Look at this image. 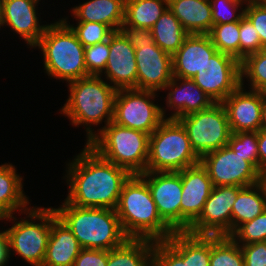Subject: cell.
<instances>
[{"mask_svg":"<svg viewBox=\"0 0 266 266\" xmlns=\"http://www.w3.org/2000/svg\"><path fill=\"white\" fill-rule=\"evenodd\" d=\"M137 89L160 91L172 80V56L155 43L136 45Z\"/></svg>","mask_w":266,"mask_h":266,"instance_id":"16","label":"cell"},{"mask_svg":"<svg viewBox=\"0 0 266 266\" xmlns=\"http://www.w3.org/2000/svg\"><path fill=\"white\" fill-rule=\"evenodd\" d=\"M54 209L72 231L81 248L109 251L121 246L128 239L116 210L78 207L65 200L60 207Z\"/></svg>","mask_w":266,"mask_h":266,"instance_id":"4","label":"cell"},{"mask_svg":"<svg viewBox=\"0 0 266 266\" xmlns=\"http://www.w3.org/2000/svg\"><path fill=\"white\" fill-rule=\"evenodd\" d=\"M216 51L208 34H189L172 55L173 77L192 79Z\"/></svg>","mask_w":266,"mask_h":266,"instance_id":"21","label":"cell"},{"mask_svg":"<svg viewBox=\"0 0 266 266\" xmlns=\"http://www.w3.org/2000/svg\"><path fill=\"white\" fill-rule=\"evenodd\" d=\"M9 242L6 231L0 230V266H6L9 262Z\"/></svg>","mask_w":266,"mask_h":266,"instance_id":"46","label":"cell"},{"mask_svg":"<svg viewBox=\"0 0 266 266\" xmlns=\"http://www.w3.org/2000/svg\"><path fill=\"white\" fill-rule=\"evenodd\" d=\"M244 15L252 22L266 49V0H248L244 7Z\"/></svg>","mask_w":266,"mask_h":266,"instance_id":"41","label":"cell"},{"mask_svg":"<svg viewBox=\"0 0 266 266\" xmlns=\"http://www.w3.org/2000/svg\"><path fill=\"white\" fill-rule=\"evenodd\" d=\"M187 132L193 150L201 158L204 154L228 145L231 130L226 109L222 103L179 118Z\"/></svg>","mask_w":266,"mask_h":266,"instance_id":"10","label":"cell"},{"mask_svg":"<svg viewBox=\"0 0 266 266\" xmlns=\"http://www.w3.org/2000/svg\"><path fill=\"white\" fill-rule=\"evenodd\" d=\"M0 220H6V215L0 210Z\"/></svg>","mask_w":266,"mask_h":266,"instance_id":"48","label":"cell"},{"mask_svg":"<svg viewBox=\"0 0 266 266\" xmlns=\"http://www.w3.org/2000/svg\"><path fill=\"white\" fill-rule=\"evenodd\" d=\"M103 73L117 90L137 89L135 48L120 31H114L109 37V57Z\"/></svg>","mask_w":266,"mask_h":266,"instance_id":"18","label":"cell"},{"mask_svg":"<svg viewBox=\"0 0 266 266\" xmlns=\"http://www.w3.org/2000/svg\"><path fill=\"white\" fill-rule=\"evenodd\" d=\"M241 83L247 78L251 90L266 91V49L247 55L240 62ZM245 77V78H244Z\"/></svg>","mask_w":266,"mask_h":266,"instance_id":"33","label":"cell"},{"mask_svg":"<svg viewBox=\"0 0 266 266\" xmlns=\"http://www.w3.org/2000/svg\"><path fill=\"white\" fill-rule=\"evenodd\" d=\"M192 79L215 103H222L241 85L240 62L216 51Z\"/></svg>","mask_w":266,"mask_h":266,"instance_id":"13","label":"cell"},{"mask_svg":"<svg viewBox=\"0 0 266 266\" xmlns=\"http://www.w3.org/2000/svg\"><path fill=\"white\" fill-rule=\"evenodd\" d=\"M67 17L62 20L72 29L76 34L78 40L84 47L91 46L97 43L104 42L109 39L114 32L108 25L97 22H77L76 26L67 23Z\"/></svg>","mask_w":266,"mask_h":266,"instance_id":"36","label":"cell"},{"mask_svg":"<svg viewBox=\"0 0 266 266\" xmlns=\"http://www.w3.org/2000/svg\"><path fill=\"white\" fill-rule=\"evenodd\" d=\"M107 262V250L82 248L73 266H106Z\"/></svg>","mask_w":266,"mask_h":266,"instance_id":"43","label":"cell"},{"mask_svg":"<svg viewBox=\"0 0 266 266\" xmlns=\"http://www.w3.org/2000/svg\"><path fill=\"white\" fill-rule=\"evenodd\" d=\"M241 186H214L199 217L186 231L193 235L230 236L232 206Z\"/></svg>","mask_w":266,"mask_h":266,"instance_id":"12","label":"cell"},{"mask_svg":"<svg viewBox=\"0 0 266 266\" xmlns=\"http://www.w3.org/2000/svg\"><path fill=\"white\" fill-rule=\"evenodd\" d=\"M266 210V178L243 187L232 206L231 234L243 223L253 220Z\"/></svg>","mask_w":266,"mask_h":266,"instance_id":"25","label":"cell"},{"mask_svg":"<svg viewBox=\"0 0 266 266\" xmlns=\"http://www.w3.org/2000/svg\"><path fill=\"white\" fill-rule=\"evenodd\" d=\"M168 8L189 34H208L213 26L209 0H168Z\"/></svg>","mask_w":266,"mask_h":266,"instance_id":"23","label":"cell"},{"mask_svg":"<svg viewBox=\"0 0 266 266\" xmlns=\"http://www.w3.org/2000/svg\"><path fill=\"white\" fill-rule=\"evenodd\" d=\"M155 241L128 238L121 246L108 251L106 266H152Z\"/></svg>","mask_w":266,"mask_h":266,"instance_id":"27","label":"cell"},{"mask_svg":"<svg viewBox=\"0 0 266 266\" xmlns=\"http://www.w3.org/2000/svg\"><path fill=\"white\" fill-rule=\"evenodd\" d=\"M150 135L111 121L88 145L101 157L126 169L131 175L146 171Z\"/></svg>","mask_w":266,"mask_h":266,"instance_id":"6","label":"cell"},{"mask_svg":"<svg viewBox=\"0 0 266 266\" xmlns=\"http://www.w3.org/2000/svg\"><path fill=\"white\" fill-rule=\"evenodd\" d=\"M168 8V0H125L124 24L151 29Z\"/></svg>","mask_w":266,"mask_h":266,"instance_id":"29","label":"cell"},{"mask_svg":"<svg viewBox=\"0 0 266 266\" xmlns=\"http://www.w3.org/2000/svg\"><path fill=\"white\" fill-rule=\"evenodd\" d=\"M210 266H245L240 245L230 236H211Z\"/></svg>","mask_w":266,"mask_h":266,"instance_id":"30","label":"cell"},{"mask_svg":"<svg viewBox=\"0 0 266 266\" xmlns=\"http://www.w3.org/2000/svg\"><path fill=\"white\" fill-rule=\"evenodd\" d=\"M116 213L128 238L163 241L175 232L160 217L150 189L139 175H131L123 184Z\"/></svg>","mask_w":266,"mask_h":266,"instance_id":"2","label":"cell"},{"mask_svg":"<svg viewBox=\"0 0 266 266\" xmlns=\"http://www.w3.org/2000/svg\"><path fill=\"white\" fill-rule=\"evenodd\" d=\"M264 92L245 90L244 83L223 102L231 133L258 132L261 129V113Z\"/></svg>","mask_w":266,"mask_h":266,"instance_id":"17","label":"cell"},{"mask_svg":"<svg viewBox=\"0 0 266 266\" xmlns=\"http://www.w3.org/2000/svg\"><path fill=\"white\" fill-rule=\"evenodd\" d=\"M37 47L43 53L44 70L48 76L66 83L89 76L84 59L85 47L62 19L48 24L34 46Z\"/></svg>","mask_w":266,"mask_h":266,"instance_id":"5","label":"cell"},{"mask_svg":"<svg viewBox=\"0 0 266 266\" xmlns=\"http://www.w3.org/2000/svg\"><path fill=\"white\" fill-rule=\"evenodd\" d=\"M139 176L147 183L160 217L175 232H181V171H145Z\"/></svg>","mask_w":266,"mask_h":266,"instance_id":"14","label":"cell"},{"mask_svg":"<svg viewBox=\"0 0 266 266\" xmlns=\"http://www.w3.org/2000/svg\"><path fill=\"white\" fill-rule=\"evenodd\" d=\"M261 128H266V96L264 93V100L262 105V113H261Z\"/></svg>","mask_w":266,"mask_h":266,"instance_id":"47","label":"cell"},{"mask_svg":"<svg viewBox=\"0 0 266 266\" xmlns=\"http://www.w3.org/2000/svg\"><path fill=\"white\" fill-rule=\"evenodd\" d=\"M125 0H88L72 8L78 22H97L119 31L124 23Z\"/></svg>","mask_w":266,"mask_h":266,"instance_id":"24","label":"cell"},{"mask_svg":"<svg viewBox=\"0 0 266 266\" xmlns=\"http://www.w3.org/2000/svg\"><path fill=\"white\" fill-rule=\"evenodd\" d=\"M102 76L89 75L68 83L69 98L61 114L71 119L73 126H83L88 144L114 118V100L117 89L104 81ZM105 120V121H103ZM105 125L94 131L93 125Z\"/></svg>","mask_w":266,"mask_h":266,"instance_id":"3","label":"cell"},{"mask_svg":"<svg viewBox=\"0 0 266 266\" xmlns=\"http://www.w3.org/2000/svg\"><path fill=\"white\" fill-rule=\"evenodd\" d=\"M66 165L67 203L116 210L123 184L131 176L126 169L104 159L88 144Z\"/></svg>","mask_w":266,"mask_h":266,"instance_id":"1","label":"cell"},{"mask_svg":"<svg viewBox=\"0 0 266 266\" xmlns=\"http://www.w3.org/2000/svg\"><path fill=\"white\" fill-rule=\"evenodd\" d=\"M109 57V39L85 47L84 59L88 75L103 76Z\"/></svg>","mask_w":266,"mask_h":266,"instance_id":"39","label":"cell"},{"mask_svg":"<svg viewBox=\"0 0 266 266\" xmlns=\"http://www.w3.org/2000/svg\"><path fill=\"white\" fill-rule=\"evenodd\" d=\"M41 0H0L1 25L9 26L31 48L39 42L46 25L39 24L36 6Z\"/></svg>","mask_w":266,"mask_h":266,"instance_id":"19","label":"cell"},{"mask_svg":"<svg viewBox=\"0 0 266 266\" xmlns=\"http://www.w3.org/2000/svg\"><path fill=\"white\" fill-rule=\"evenodd\" d=\"M199 162L178 120L165 119L150 135L147 172H178Z\"/></svg>","mask_w":266,"mask_h":266,"instance_id":"7","label":"cell"},{"mask_svg":"<svg viewBox=\"0 0 266 266\" xmlns=\"http://www.w3.org/2000/svg\"><path fill=\"white\" fill-rule=\"evenodd\" d=\"M119 31L133 47H135L136 45L155 43L151 29L136 28L122 23Z\"/></svg>","mask_w":266,"mask_h":266,"instance_id":"44","label":"cell"},{"mask_svg":"<svg viewBox=\"0 0 266 266\" xmlns=\"http://www.w3.org/2000/svg\"><path fill=\"white\" fill-rule=\"evenodd\" d=\"M214 186L247 187L264 177L228 145L204 154L200 158Z\"/></svg>","mask_w":266,"mask_h":266,"instance_id":"11","label":"cell"},{"mask_svg":"<svg viewBox=\"0 0 266 266\" xmlns=\"http://www.w3.org/2000/svg\"><path fill=\"white\" fill-rule=\"evenodd\" d=\"M22 180L12 163L0 165V210L6 216L17 210L22 214L31 208L27 207L30 202L24 194Z\"/></svg>","mask_w":266,"mask_h":266,"instance_id":"26","label":"cell"},{"mask_svg":"<svg viewBox=\"0 0 266 266\" xmlns=\"http://www.w3.org/2000/svg\"><path fill=\"white\" fill-rule=\"evenodd\" d=\"M181 232L201 214L204 204L213 190V183L201 162L181 170Z\"/></svg>","mask_w":266,"mask_h":266,"instance_id":"15","label":"cell"},{"mask_svg":"<svg viewBox=\"0 0 266 266\" xmlns=\"http://www.w3.org/2000/svg\"><path fill=\"white\" fill-rule=\"evenodd\" d=\"M155 44L171 56L182 46L189 33L167 8L151 28Z\"/></svg>","mask_w":266,"mask_h":266,"instance_id":"28","label":"cell"},{"mask_svg":"<svg viewBox=\"0 0 266 266\" xmlns=\"http://www.w3.org/2000/svg\"><path fill=\"white\" fill-rule=\"evenodd\" d=\"M208 35L217 51L228 54L239 61V21L215 24Z\"/></svg>","mask_w":266,"mask_h":266,"instance_id":"34","label":"cell"},{"mask_svg":"<svg viewBox=\"0 0 266 266\" xmlns=\"http://www.w3.org/2000/svg\"><path fill=\"white\" fill-rule=\"evenodd\" d=\"M23 214L27 216L24 219L20 218L18 222L13 214L6 216V221H16L13 226L5 230L9 242V255L12 251L23 258L26 263L32 266H42L51 232V223L57 217V213L52 207L33 206Z\"/></svg>","mask_w":266,"mask_h":266,"instance_id":"8","label":"cell"},{"mask_svg":"<svg viewBox=\"0 0 266 266\" xmlns=\"http://www.w3.org/2000/svg\"><path fill=\"white\" fill-rule=\"evenodd\" d=\"M247 1L248 0H210L213 25L240 21L244 16V5H246Z\"/></svg>","mask_w":266,"mask_h":266,"instance_id":"38","label":"cell"},{"mask_svg":"<svg viewBox=\"0 0 266 266\" xmlns=\"http://www.w3.org/2000/svg\"><path fill=\"white\" fill-rule=\"evenodd\" d=\"M152 90L118 89L114 100L113 122L151 135L165 120L166 110L155 104Z\"/></svg>","mask_w":266,"mask_h":266,"instance_id":"9","label":"cell"},{"mask_svg":"<svg viewBox=\"0 0 266 266\" xmlns=\"http://www.w3.org/2000/svg\"><path fill=\"white\" fill-rule=\"evenodd\" d=\"M163 90H169L165 101L168 109L174 110L168 119L178 120L184 116L208 109L215 103L190 78L173 77Z\"/></svg>","mask_w":266,"mask_h":266,"instance_id":"20","label":"cell"},{"mask_svg":"<svg viewBox=\"0 0 266 266\" xmlns=\"http://www.w3.org/2000/svg\"><path fill=\"white\" fill-rule=\"evenodd\" d=\"M230 237L238 245L266 241V210L253 220L241 224Z\"/></svg>","mask_w":266,"mask_h":266,"instance_id":"37","label":"cell"},{"mask_svg":"<svg viewBox=\"0 0 266 266\" xmlns=\"http://www.w3.org/2000/svg\"><path fill=\"white\" fill-rule=\"evenodd\" d=\"M81 246L68 226L57 216L51 223L42 266H73Z\"/></svg>","mask_w":266,"mask_h":266,"instance_id":"22","label":"cell"},{"mask_svg":"<svg viewBox=\"0 0 266 266\" xmlns=\"http://www.w3.org/2000/svg\"><path fill=\"white\" fill-rule=\"evenodd\" d=\"M245 266H266V241L240 245Z\"/></svg>","mask_w":266,"mask_h":266,"instance_id":"42","label":"cell"},{"mask_svg":"<svg viewBox=\"0 0 266 266\" xmlns=\"http://www.w3.org/2000/svg\"><path fill=\"white\" fill-rule=\"evenodd\" d=\"M259 173L266 178V128L258 131Z\"/></svg>","mask_w":266,"mask_h":266,"instance_id":"45","label":"cell"},{"mask_svg":"<svg viewBox=\"0 0 266 266\" xmlns=\"http://www.w3.org/2000/svg\"><path fill=\"white\" fill-rule=\"evenodd\" d=\"M228 146L259 172L258 132H237L230 135Z\"/></svg>","mask_w":266,"mask_h":266,"instance_id":"35","label":"cell"},{"mask_svg":"<svg viewBox=\"0 0 266 266\" xmlns=\"http://www.w3.org/2000/svg\"><path fill=\"white\" fill-rule=\"evenodd\" d=\"M152 266H186L183 263V232H174L167 240L155 241Z\"/></svg>","mask_w":266,"mask_h":266,"instance_id":"31","label":"cell"},{"mask_svg":"<svg viewBox=\"0 0 266 266\" xmlns=\"http://www.w3.org/2000/svg\"><path fill=\"white\" fill-rule=\"evenodd\" d=\"M239 37V62L247 55L263 49L257 30L245 15L239 21Z\"/></svg>","mask_w":266,"mask_h":266,"instance_id":"40","label":"cell"},{"mask_svg":"<svg viewBox=\"0 0 266 266\" xmlns=\"http://www.w3.org/2000/svg\"><path fill=\"white\" fill-rule=\"evenodd\" d=\"M211 236L183 231V263L186 266H210Z\"/></svg>","mask_w":266,"mask_h":266,"instance_id":"32","label":"cell"}]
</instances>
